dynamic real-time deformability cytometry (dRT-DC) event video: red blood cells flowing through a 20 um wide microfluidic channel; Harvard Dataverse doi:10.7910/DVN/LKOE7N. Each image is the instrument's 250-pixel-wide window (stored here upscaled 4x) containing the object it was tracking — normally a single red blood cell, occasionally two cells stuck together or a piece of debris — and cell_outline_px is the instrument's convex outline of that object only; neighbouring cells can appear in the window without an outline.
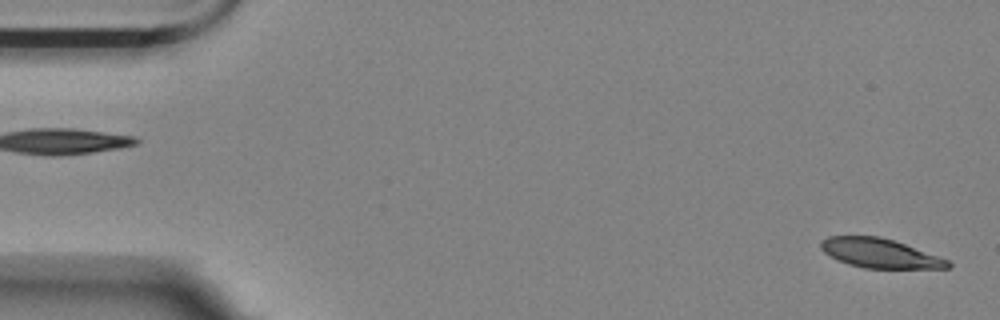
{"species": "Egyptian fruit bat (a non-hibernating species)", "species_latin": "Rousettus aegyptiacus", "temperature_condition": "room temperature", "stored_images_in_passage": 55, "camera_frame_rate_fps": 3000, "um_per_image_px": 0.085, "animal": {"sex": "female"}, "frame": {"image": 1, "passage_image": 1, "time_ms": 0.0, "image_size_px": [1000, 320], "cell_outline_px": [[952, 268], [864, 268], [848, 264], [836, 260], [824, 252], [820, 248], [820, 240], [828, 236], [880, 236], [904, 244], [948, 260], [952, 264]], "centroid_in_image_um": [74.73, 21.52], "position_along_channel_um": 10.3, "area_um2": 21.56}}
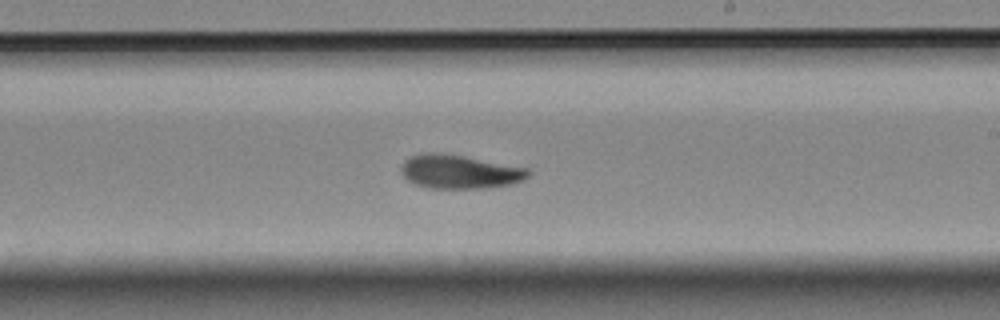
{"frame": {"image": 2, "passage_image": 32, "time_ms": 10.333, "image_size_px": [1000, 320], "cell_outline_px": [[532, 172], [524, 180], [512, 184], [480, 188], [428, 188], [416, 184], [408, 180], [400, 172], [400, 168], [404, 160], [420, 152], [440, 152], [464, 156], [528, 168]], "centroid_in_image_um": [39.05, 14.58], "position_along_channel_um": 250.0, "area_um2": 25.14}}
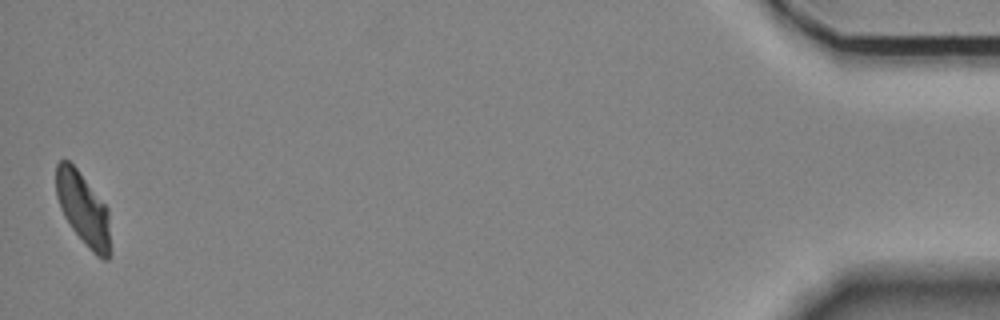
{"frame": {"image": 3, "passage_image": 55, "time_ms": 18.0, "image_size_px": [1000, 320], "cell_outline_px": [[112, 252], [108, 260], [104, 260], [96, 256], [88, 248], [72, 228], [64, 216], [60, 208], [56, 196], [56, 164], [60, 160], [68, 160], [76, 168], [108, 208]], "centroid_in_image_um": [7.1, 17.82], "position_along_channel_um": 428.1, "area_um2": 23.18}, "authors_computed_cell_mechanics": {"area_um2": 24.3338, "velocity_mm_per_s": 3.5162, "shape_relaxation_time_tau1_ms": 4.7245, "shape_relaxation_time_tau2_ms": 3.6136, "deformation_change_tau1": 0.1467, "deformation_change_tau2": 0.0827}}